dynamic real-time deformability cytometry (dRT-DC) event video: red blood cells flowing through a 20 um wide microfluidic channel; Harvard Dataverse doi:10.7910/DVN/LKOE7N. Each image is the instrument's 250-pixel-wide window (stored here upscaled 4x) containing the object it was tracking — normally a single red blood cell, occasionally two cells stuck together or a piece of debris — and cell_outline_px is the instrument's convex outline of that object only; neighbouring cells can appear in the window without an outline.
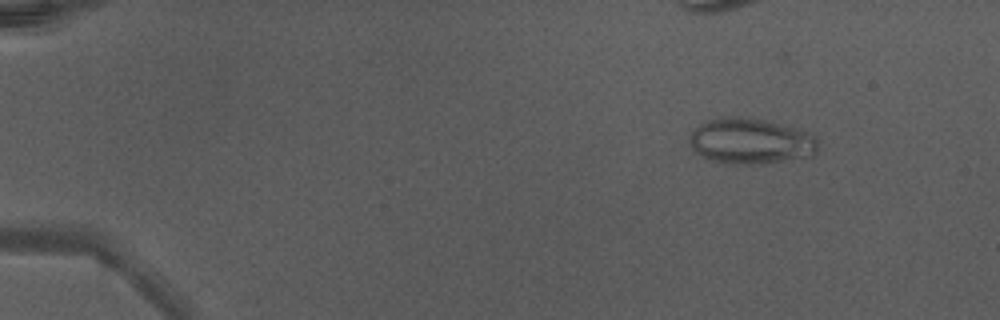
{"species": "Egyptian fruit bat (a non-hibernating species)", "species_latin": "Rousettus aegyptiacus", "temperature_condition": "warm", "stored_images_in_passage": 21, "camera_frame_rate_fps": 3000, "um_per_image_px": 0.085, "animal": {"sex": "male"}, "frame": {"image": 1, "passage_image": 6, "time_ms": 1.667, "image_size_px": [1000, 320], "cell_outline_px": [[816, 152], [812, 156], [768, 164], [724, 164], [708, 160], [700, 156], [692, 148], [688, 140], [688, 136], [692, 128], [708, 120], [724, 116], [740, 116], [768, 120], [796, 128], [808, 132], [816, 136]], "centroid_in_image_um": [63.76, 12.0], "position_along_channel_um": 21.2, "area_um2": 35.08}}